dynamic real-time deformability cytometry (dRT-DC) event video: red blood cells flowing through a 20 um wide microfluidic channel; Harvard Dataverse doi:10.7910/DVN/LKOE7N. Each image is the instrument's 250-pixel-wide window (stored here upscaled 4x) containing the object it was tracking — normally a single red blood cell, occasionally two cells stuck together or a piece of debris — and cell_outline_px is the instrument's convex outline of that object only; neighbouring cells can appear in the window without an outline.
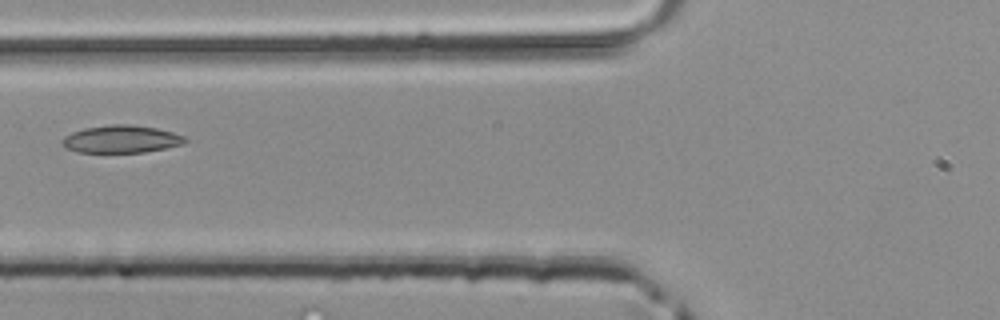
{"species": "common noctule bat (a hibernating species)", "species_latin": "Nyctalus noctula", "temperature_condition": "room temperature", "stored_images_in_passage": 6, "camera_frame_rate_fps": 3000, "um_per_image_px": 0.085, "animal": {"sex": "male", "body_mass_g": 20.4}, "frame": {"image": 1, "passage_image": 6, "time_ms": 1.667, "image_size_px": [1000, 320], "cell_outline_px": [[188, 140], [184, 144], [144, 152], [80, 152], [68, 148], [60, 144], [60, 140], [64, 136], [72, 132], [84, 128], [112, 124], [132, 124], [156, 128], [172, 132], [184, 136]], "centroid_in_image_um": [10.3, 11.81], "position_along_channel_um": 115.5, "area_um2": 19.71}}